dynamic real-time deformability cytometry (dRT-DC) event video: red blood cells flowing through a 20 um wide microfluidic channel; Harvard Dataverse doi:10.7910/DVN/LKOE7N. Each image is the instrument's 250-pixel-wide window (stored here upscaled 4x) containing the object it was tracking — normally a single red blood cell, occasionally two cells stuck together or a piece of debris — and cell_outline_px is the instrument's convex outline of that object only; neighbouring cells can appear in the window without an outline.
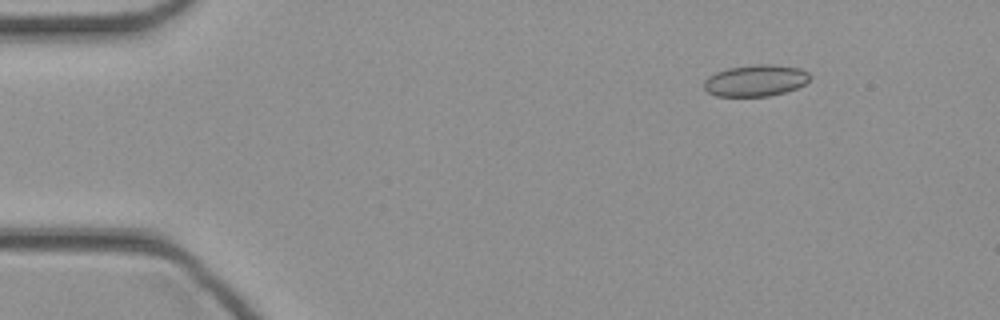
{"species": "common noctule bat (a hibernating species)", "species_latin": "Nyctalus noctula", "temperature_condition": "cold", "stored_images_in_passage": 43, "camera_frame_rate_fps": 3000, "um_per_image_px": 0.085, "animal": {"sex": "female", "body_mass_g": 21.9}, "frame": {"image": 1, "passage_image": 3, "time_ms": 0.667, "image_size_px": [1000, 320], "cell_outline_px": [[812, 76], [804, 84], [796, 88], [784, 92], [768, 96], [716, 96], [708, 92], [704, 88], [704, 80], [708, 76], [716, 72], [728, 68], [756, 64], [772, 64], [800, 68], [808, 72]], "centroid_in_image_um": [64.22, 6.84], "position_along_channel_um": 20.8, "area_um2": 19.48}}
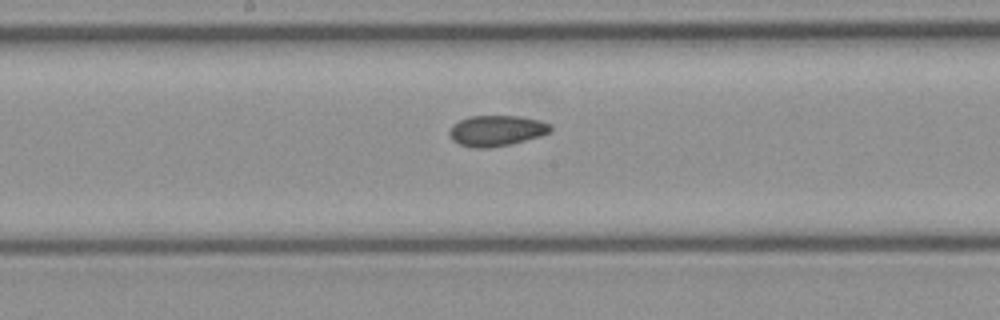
{"frame": {"image": 2, "passage_image": 21, "time_ms": 6.667, "image_size_px": [1000, 320], "cell_outline_px": [[552, 132], [540, 136], [512, 144], [488, 148], [476, 148], [460, 144], [452, 140], [448, 132], [452, 124], [468, 116], [516, 116], [540, 120], [548, 124], [552, 128]], "centroid_in_image_um": [42.19, 11.11], "position_along_channel_um": 206.0, "area_um2": 18.15}}
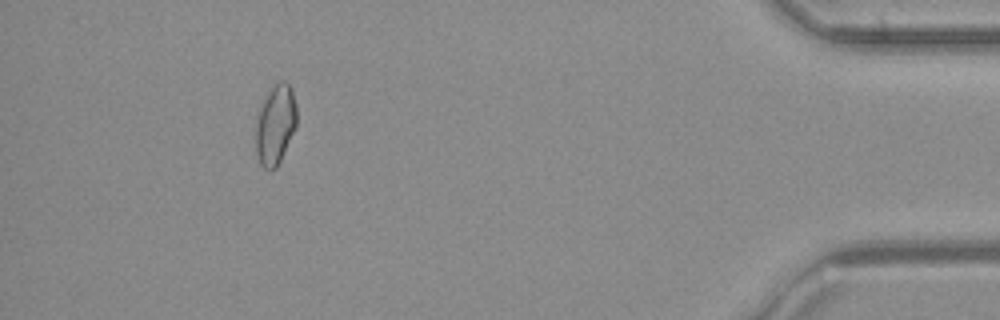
{"frame": {"image": 3, "passage_image": 39, "time_ms": 12.667, "image_size_px": [1000, 320], "cell_outline_px": [[296, 128], [276, 168], [264, 168], [260, 164], [256, 152], [256, 120], [264, 96], [280, 80], [284, 80], [292, 88], [296, 104]], "centroid_in_image_um": [23.41, 10.57], "position_along_channel_um": 411.8, "area_um2": 18.96}}